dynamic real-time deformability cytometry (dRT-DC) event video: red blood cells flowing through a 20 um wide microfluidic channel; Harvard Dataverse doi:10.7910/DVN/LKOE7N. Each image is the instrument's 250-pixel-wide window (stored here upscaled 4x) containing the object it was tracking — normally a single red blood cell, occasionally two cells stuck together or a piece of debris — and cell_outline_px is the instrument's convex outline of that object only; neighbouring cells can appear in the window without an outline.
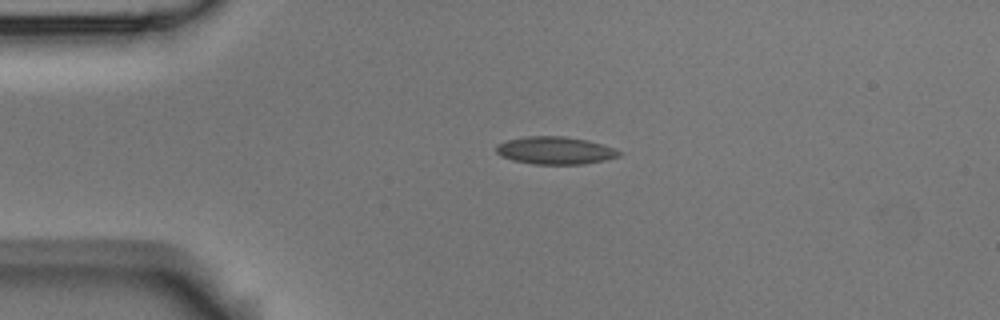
{"species": "Egyptian fruit bat (a non-hibernating species)", "species_latin": "Rousettus aegyptiacus", "temperature_condition": "room temperature", "stored_images_in_passage": 2, "camera_frame_rate_fps": 3000, "um_per_image_px": 0.085, "animal": {"sex": "male"}, "frame": {"image": 1, "passage_image": 1, "time_ms": 0.0, "image_size_px": [1000, 320], "cell_outline_px": [[624, 152], [620, 156], [604, 160], [584, 164], [536, 164], [512, 160], [500, 156], [496, 152], [496, 144], [508, 140], [524, 136], [564, 136], [588, 140]], "centroid_in_image_um": [47.17, 12.79], "position_along_channel_um": 37.8, "area_um2": 19.77}}